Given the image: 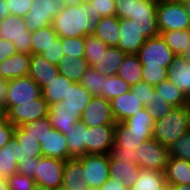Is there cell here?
<instances>
[{
	"mask_svg": "<svg viewBox=\"0 0 190 190\" xmlns=\"http://www.w3.org/2000/svg\"><path fill=\"white\" fill-rule=\"evenodd\" d=\"M15 153L16 161L19 165L31 157H43L40 143L29 136L21 127H15Z\"/></svg>",
	"mask_w": 190,
	"mask_h": 190,
	"instance_id": "cell-23",
	"label": "cell"
},
{
	"mask_svg": "<svg viewBox=\"0 0 190 190\" xmlns=\"http://www.w3.org/2000/svg\"><path fill=\"white\" fill-rule=\"evenodd\" d=\"M15 126L12 125L4 112H0V149L14 136Z\"/></svg>",
	"mask_w": 190,
	"mask_h": 190,
	"instance_id": "cell-51",
	"label": "cell"
},
{
	"mask_svg": "<svg viewBox=\"0 0 190 190\" xmlns=\"http://www.w3.org/2000/svg\"><path fill=\"white\" fill-rule=\"evenodd\" d=\"M166 185L163 172L141 169L137 180L129 190H161Z\"/></svg>",
	"mask_w": 190,
	"mask_h": 190,
	"instance_id": "cell-36",
	"label": "cell"
},
{
	"mask_svg": "<svg viewBox=\"0 0 190 190\" xmlns=\"http://www.w3.org/2000/svg\"><path fill=\"white\" fill-rule=\"evenodd\" d=\"M160 35L175 55H185L190 48V29L162 32Z\"/></svg>",
	"mask_w": 190,
	"mask_h": 190,
	"instance_id": "cell-38",
	"label": "cell"
},
{
	"mask_svg": "<svg viewBox=\"0 0 190 190\" xmlns=\"http://www.w3.org/2000/svg\"><path fill=\"white\" fill-rule=\"evenodd\" d=\"M40 55L43 56L49 63L58 66L60 59L64 55L60 37L55 41V44L51 45Z\"/></svg>",
	"mask_w": 190,
	"mask_h": 190,
	"instance_id": "cell-52",
	"label": "cell"
},
{
	"mask_svg": "<svg viewBox=\"0 0 190 190\" xmlns=\"http://www.w3.org/2000/svg\"><path fill=\"white\" fill-rule=\"evenodd\" d=\"M64 5L61 0H32L29 13L24 17L27 30L33 31L52 25Z\"/></svg>",
	"mask_w": 190,
	"mask_h": 190,
	"instance_id": "cell-8",
	"label": "cell"
},
{
	"mask_svg": "<svg viewBox=\"0 0 190 190\" xmlns=\"http://www.w3.org/2000/svg\"><path fill=\"white\" fill-rule=\"evenodd\" d=\"M56 190H67V189H65V188H63V187H59V188H57Z\"/></svg>",
	"mask_w": 190,
	"mask_h": 190,
	"instance_id": "cell-68",
	"label": "cell"
},
{
	"mask_svg": "<svg viewBox=\"0 0 190 190\" xmlns=\"http://www.w3.org/2000/svg\"><path fill=\"white\" fill-rule=\"evenodd\" d=\"M137 164L141 169L163 172L169 160V148L155 139H149L137 147Z\"/></svg>",
	"mask_w": 190,
	"mask_h": 190,
	"instance_id": "cell-7",
	"label": "cell"
},
{
	"mask_svg": "<svg viewBox=\"0 0 190 190\" xmlns=\"http://www.w3.org/2000/svg\"><path fill=\"white\" fill-rule=\"evenodd\" d=\"M0 38L10 41L18 53L31 54V31L24 17L9 14L0 22Z\"/></svg>",
	"mask_w": 190,
	"mask_h": 190,
	"instance_id": "cell-5",
	"label": "cell"
},
{
	"mask_svg": "<svg viewBox=\"0 0 190 190\" xmlns=\"http://www.w3.org/2000/svg\"><path fill=\"white\" fill-rule=\"evenodd\" d=\"M154 122L153 118L147 113L146 108H144L121 123L131 134L148 135L152 139Z\"/></svg>",
	"mask_w": 190,
	"mask_h": 190,
	"instance_id": "cell-32",
	"label": "cell"
},
{
	"mask_svg": "<svg viewBox=\"0 0 190 190\" xmlns=\"http://www.w3.org/2000/svg\"><path fill=\"white\" fill-rule=\"evenodd\" d=\"M7 4L6 0H0V22L10 14Z\"/></svg>",
	"mask_w": 190,
	"mask_h": 190,
	"instance_id": "cell-59",
	"label": "cell"
},
{
	"mask_svg": "<svg viewBox=\"0 0 190 190\" xmlns=\"http://www.w3.org/2000/svg\"><path fill=\"white\" fill-rule=\"evenodd\" d=\"M6 179L10 190H32L35 185L33 178L21 173H14Z\"/></svg>",
	"mask_w": 190,
	"mask_h": 190,
	"instance_id": "cell-48",
	"label": "cell"
},
{
	"mask_svg": "<svg viewBox=\"0 0 190 190\" xmlns=\"http://www.w3.org/2000/svg\"><path fill=\"white\" fill-rule=\"evenodd\" d=\"M167 79L190 99V62L184 55H175L167 69Z\"/></svg>",
	"mask_w": 190,
	"mask_h": 190,
	"instance_id": "cell-18",
	"label": "cell"
},
{
	"mask_svg": "<svg viewBox=\"0 0 190 190\" xmlns=\"http://www.w3.org/2000/svg\"><path fill=\"white\" fill-rule=\"evenodd\" d=\"M41 88L29 75L8 81L5 106L26 104L39 98Z\"/></svg>",
	"mask_w": 190,
	"mask_h": 190,
	"instance_id": "cell-11",
	"label": "cell"
},
{
	"mask_svg": "<svg viewBox=\"0 0 190 190\" xmlns=\"http://www.w3.org/2000/svg\"><path fill=\"white\" fill-rule=\"evenodd\" d=\"M65 162L64 160L51 157L43 156L37 158L34 176L35 183L54 190L62 187Z\"/></svg>",
	"mask_w": 190,
	"mask_h": 190,
	"instance_id": "cell-13",
	"label": "cell"
},
{
	"mask_svg": "<svg viewBox=\"0 0 190 190\" xmlns=\"http://www.w3.org/2000/svg\"><path fill=\"white\" fill-rule=\"evenodd\" d=\"M147 113L157 121L167 115L174 107L166 100L159 96V93L154 89L151 101L145 106Z\"/></svg>",
	"mask_w": 190,
	"mask_h": 190,
	"instance_id": "cell-45",
	"label": "cell"
},
{
	"mask_svg": "<svg viewBox=\"0 0 190 190\" xmlns=\"http://www.w3.org/2000/svg\"><path fill=\"white\" fill-rule=\"evenodd\" d=\"M149 139L151 138L148 135L131 134L122 123H116L114 127V145L109 156L137 163V147Z\"/></svg>",
	"mask_w": 190,
	"mask_h": 190,
	"instance_id": "cell-6",
	"label": "cell"
},
{
	"mask_svg": "<svg viewBox=\"0 0 190 190\" xmlns=\"http://www.w3.org/2000/svg\"><path fill=\"white\" fill-rule=\"evenodd\" d=\"M115 125H99L86 128L85 155L110 154L114 145Z\"/></svg>",
	"mask_w": 190,
	"mask_h": 190,
	"instance_id": "cell-15",
	"label": "cell"
},
{
	"mask_svg": "<svg viewBox=\"0 0 190 190\" xmlns=\"http://www.w3.org/2000/svg\"><path fill=\"white\" fill-rule=\"evenodd\" d=\"M25 132L29 134L35 141L44 140L48 131H50L53 127L50 123L49 117H44L38 120H33L29 123H26L20 126Z\"/></svg>",
	"mask_w": 190,
	"mask_h": 190,
	"instance_id": "cell-43",
	"label": "cell"
},
{
	"mask_svg": "<svg viewBox=\"0 0 190 190\" xmlns=\"http://www.w3.org/2000/svg\"><path fill=\"white\" fill-rule=\"evenodd\" d=\"M93 95L80 83H73L69 87L66 96L59 101V106H67L75 110H79L82 114L86 109L87 105L91 101Z\"/></svg>",
	"mask_w": 190,
	"mask_h": 190,
	"instance_id": "cell-30",
	"label": "cell"
},
{
	"mask_svg": "<svg viewBox=\"0 0 190 190\" xmlns=\"http://www.w3.org/2000/svg\"><path fill=\"white\" fill-rule=\"evenodd\" d=\"M157 4L158 2L150 0L134 1L133 14L127 18L135 24L145 39L160 34L157 27Z\"/></svg>",
	"mask_w": 190,
	"mask_h": 190,
	"instance_id": "cell-10",
	"label": "cell"
},
{
	"mask_svg": "<svg viewBox=\"0 0 190 190\" xmlns=\"http://www.w3.org/2000/svg\"><path fill=\"white\" fill-rule=\"evenodd\" d=\"M64 2L66 5H71V6H77L79 5L83 0H61Z\"/></svg>",
	"mask_w": 190,
	"mask_h": 190,
	"instance_id": "cell-61",
	"label": "cell"
},
{
	"mask_svg": "<svg viewBox=\"0 0 190 190\" xmlns=\"http://www.w3.org/2000/svg\"><path fill=\"white\" fill-rule=\"evenodd\" d=\"M181 2L184 5L186 13L190 19V0H182Z\"/></svg>",
	"mask_w": 190,
	"mask_h": 190,
	"instance_id": "cell-63",
	"label": "cell"
},
{
	"mask_svg": "<svg viewBox=\"0 0 190 190\" xmlns=\"http://www.w3.org/2000/svg\"><path fill=\"white\" fill-rule=\"evenodd\" d=\"M15 153V137L0 149V173L3 178L17 173V161Z\"/></svg>",
	"mask_w": 190,
	"mask_h": 190,
	"instance_id": "cell-39",
	"label": "cell"
},
{
	"mask_svg": "<svg viewBox=\"0 0 190 190\" xmlns=\"http://www.w3.org/2000/svg\"><path fill=\"white\" fill-rule=\"evenodd\" d=\"M150 1H153V2H159L160 0H150Z\"/></svg>",
	"mask_w": 190,
	"mask_h": 190,
	"instance_id": "cell-69",
	"label": "cell"
},
{
	"mask_svg": "<svg viewBox=\"0 0 190 190\" xmlns=\"http://www.w3.org/2000/svg\"><path fill=\"white\" fill-rule=\"evenodd\" d=\"M161 190H171L170 189V185H166L164 188H162Z\"/></svg>",
	"mask_w": 190,
	"mask_h": 190,
	"instance_id": "cell-66",
	"label": "cell"
},
{
	"mask_svg": "<svg viewBox=\"0 0 190 190\" xmlns=\"http://www.w3.org/2000/svg\"><path fill=\"white\" fill-rule=\"evenodd\" d=\"M168 148L170 157L190 161V130L180 138H177Z\"/></svg>",
	"mask_w": 190,
	"mask_h": 190,
	"instance_id": "cell-46",
	"label": "cell"
},
{
	"mask_svg": "<svg viewBox=\"0 0 190 190\" xmlns=\"http://www.w3.org/2000/svg\"><path fill=\"white\" fill-rule=\"evenodd\" d=\"M126 55L127 54L120 48L108 46L106 51L102 52L92 67L104 76L116 75Z\"/></svg>",
	"mask_w": 190,
	"mask_h": 190,
	"instance_id": "cell-25",
	"label": "cell"
},
{
	"mask_svg": "<svg viewBox=\"0 0 190 190\" xmlns=\"http://www.w3.org/2000/svg\"><path fill=\"white\" fill-rule=\"evenodd\" d=\"M99 20L91 17L85 8V0L77 6L64 5L53 20L54 30L60 38L92 35Z\"/></svg>",
	"mask_w": 190,
	"mask_h": 190,
	"instance_id": "cell-1",
	"label": "cell"
},
{
	"mask_svg": "<svg viewBox=\"0 0 190 190\" xmlns=\"http://www.w3.org/2000/svg\"><path fill=\"white\" fill-rule=\"evenodd\" d=\"M83 163V180L91 188L98 189L109 178V154H86L78 157Z\"/></svg>",
	"mask_w": 190,
	"mask_h": 190,
	"instance_id": "cell-12",
	"label": "cell"
},
{
	"mask_svg": "<svg viewBox=\"0 0 190 190\" xmlns=\"http://www.w3.org/2000/svg\"><path fill=\"white\" fill-rule=\"evenodd\" d=\"M48 112L49 105L42 95L26 104L5 106L4 110L7 120L15 127L47 117Z\"/></svg>",
	"mask_w": 190,
	"mask_h": 190,
	"instance_id": "cell-9",
	"label": "cell"
},
{
	"mask_svg": "<svg viewBox=\"0 0 190 190\" xmlns=\"http://www.w3.org/2000/svg\"><path fill=\"white\" fill-rule=\"evenodd\" d=\"M60 41L63 46L64 55L75 58L84 57L85 37L60 38Z\"/></svg>",
	"mask_w": 190,
	"mask_h": 190,
	"instance_id": "cell-47",
	"label": "cell"
},
{
	"mask_svg": "<svg viewBox=\"0 0 190 190\" xmlns=\"http://www.w3.org/2000/svg\"><path fill=\"white\" fill-rule=\"evenodd\" d=\"M157 27L159 33L188 30L190 19L181 1L160 0L157 4Z\"/></svg>",
	"mask_w": 190,
	"mask_h": 190,
	"instance_id": "cell-3",
	"label": "cell"
},
{
	"mask_svg": "<svg viewBox=\"0 0 190 190\" xmlns=\"http://www.w3.org/2000/svg\"><path fill=\"white\" fill-rule=\"evenodd\" d=\"M84 167L78 158L65 162L62 187L67 190H86L88 187L83 180Z\"/></svg>",
	"mask_w": 190,
	"mask_h": 190,
	"instance_id": "cell-28",
	"label": "cell"
},
{
	"mask_svg": "<svg viewBox=\"0 0 190 190\" xmlns=\"http://www.w3.org/2000/svg\"><path fill=\"white\" fill-rule=\"evenodd\" d=\"M154 86L149 85L146 82H138L135 85L131 86V91L133 94H136V96L139 98V101L146 106L149 101H151V98L153 97V90Z\"/></svg>",
	"mask_w": 190,
	"mask_h": 190,
	"instance_id": "cell-50",
	"label": "cell"
},
{
	"mask_svg": "<svg viewBox=\"0 0 190 190\" xmlns=\"http://www.w3.org/2000/svg\"><path fill=\"white\" fill-rule=\"evenodd\" d=\"M58 34L53 25L31 31V54H41L55 44Z\"/></svg>",
	"mask_w": 190,
	"mask_h": 190,
	"instance_id": "cell-34",
	"label": "cell"
},
{
	"mask_svg": "<svg viewBox=\"0 0 190 190\" xmlns=\"http://www.w3.org/2000/svg\"><path fill=\"white\" fill-rule=\"evenodd\" d=\"M66 136L52 128L44 140L40 141V148L44 157L57 158L64 161L72 159L68 153Z\"/></svg>",
	"mask_w": 190,
	"mask_h": 190,
	"instance_id": "cell-21",
	"label": "cell"
},
{
	"mask_svg": "<svg viewBox=\"0 0 190 190\" xmlns=\"http://www.w3.org/2000/svg\"><path fill=\"white\" fill-rule=\"evenodd\" d=\"M84 45V58L88 61L89 66L95 64L102 52H105L108 48V45L93 35L85 36Z\"/></svg>",
	"mask_w": 190,
	"mask_h": 190,
	"instance_id": "cell-44",
	"label": "cell"
},
{
	"mask_svg": "<svg viewBox=\"0 0 190 190\" xmlns=\"http://www.w3.org/2000/svg\"><path fill=\"white\" fill-rule=\"evenodd\" d=\"M142 65L136 54L126 55L116 75L126 81L130 86L142 81Z\"/></svg>",
	"mask_w": 190,
	"mask_h": 190,
	"instance_id": "cell-35",
	"label": "cell"
},
{
	"mask_svg": "<svg viewBox=\"0 0 190 190\" xmlns=\"http://www.w3.org/2000/svg\"><path fill=\"white\" fill-rule=\"evenodd\" d=\"M15 53H17V51L14 47V44L10 41L0 38V63Z\"/></svg>",
	"mask_w": 190,
	"mask_h": 190,
	"instance_id": "cell-56",
	"label": "cell"
},
{
	"mask_svg": "<svg viewBox=\"0 0 190 190\" xmlns=\"http://www.w3.org/2000/svg\"><path fill=\"white\" fill-rule=\"evenodd\" d=\"M85 8L97 20L116 15L115 0H85Z\"/></svg>",
	"mask_w": 190,
	"mask_h": 190,
	"instance_id": "cell-41",
	"label": "cell"
},
{
	"mask_svg": "<svg viewBox=\"0 0 190 190\" xmlns=\"http://www.w3.org/2000/svg\"><path fill=\"white\" fill-rule=\"evenodd\" d=\"M185 59L190 62V48L187 50V52L184 55Z\"/></svg>",
	"mask_w": 190,
	"mask_h": 190,
	"instance_id": "cell-65",
	"label": "cell"
},
{
	"mask_svg": "<svg viewBox=\"0 0 190 190\" xmlns=\"http://www.w3.org/2000/svg\"><path fill=\"white\" fill-rule=\"evenodd\" d=\"M32 190H54V189H51V188H47V187H44L42 185H39V184H36L34 185L33 189Z\"/></svg>",
	"mask_w": 190,
	"mask_h": 190,
	"instance_id": "cell-64",
	"label": "cell"
},
{
	"mask_svg": "<svg viewBox=\"0 0 190 190\" xmlns=\"http://www.w3.org/2000/svg\"><path fill=\"white\" fill-rule=\"evenodd\" d=\"M0 190H10L6 178L0 179Z\"/></svg>",
	"mask_w": 190,
	"mask_h": 190,
	"instance_id": "cell-62",
	"label": "cell"
},
{
	"mask_svg": "<svg viewBox=\"0 0 190 190\" xmlns=\"http://www.w3.org/2000/svg\"><path fill=\"white\" fill-rule=\"evenodd\" d=\"M106 76L97 72L90 66L80 80V84L89 90L93 96H99L103 91L104 80Z\"/></svg>",
	"mask_w": 190,
	"mask_h": 190,
	"instance_id": "cell-42",
	"label": "cell"
},
{
	"mask_svg": "<svg viewBox=\"0 0 190 190\" xmlns=\"http://www.w3.org/2000/svg\"><path fill=\"white\" fill-rule=\"evenodd\" d=\"M119 27L121 37L118 48L128 55L137 54L146 39L140 35L138 28L130 19H120Z\"/></svg>",
	"mask_w": 190,
	"mask_h": 190,
	"instance_id": "cell-17",
	"label": "cell"
},
{
	"mask_svg": "<svg viewBox=\"0 0 190 190\" xmlns=\"http://www.w3.org/2000/svg\"><path fill=\"white\" fill-rule=\"evenodd\" d=\"M109 176L118 180L123 186L131 188L141 171L139 165L133 161L109 156Z\"/></svg>",
	"mask_w": 190,
	"mask_h": 190,
	"instance_id": "cell-16",
	"label": "cell"
},
{
	"mask_svg": "<svg viewBox=\"0 0 190 190\" xmlns=\"http://www.w3.org/2000/svg\"><path fill=\"white\" fill-rule=\"evenodd\" d=\"M154 88L159 93V96L171 106L181 107L188 105V99L184 93L168 79L160 82Z\"/></svg>",
	"mask_w": 190,
	"mask_h": 190,
	"instance_id": "cell-37",
	"label": "cell"
},
{
	"mask_svg": "<svg viewBox=\"0 0 190 190\" xmlns=\"http://www.w3.org/2000/svg\"><path fill=\"white\" fill-rule=\"evenodd\" d=\"M142 68H169L175 54L159 34L148 38L136 54Z\"/></svg>",
	"mask_w": 190,
	"mask_h": 190,
	"instance_id": "cell-4",
	"label": "cell"
},
{
	"mask_svg": "<svg viewBox=\"0 0 190 190\" xmlns=\"http://www.w3.org/2000/svg\"><path fill=\"white\" fill-rule=\"evenodd\" d=\"M48 117L52 127L65 135L71 126L80 121L81 113L67 106H59L57 102L49 105Z\"/></svg>",
	"mask_w": 190,
	"mask_h": 190,
	"instance_id": "cell-22",
	"label": "cell"
},
{
	"mask_svg": "<svg viewBox=\"0 0 190 190\" xmlns=\"http://www.w3.org/2000/svg\"><path fill=\"white\" fill-rule=\"evenodd\" d=\"M134 1L138 0H115L116 16L119 19L128 18L133 14Z\"/></svg>",
	"mask_w": 190,
	"mask_h": 190,
	"instance_id": "cell-54",
	"label": "cell"
},
{
	"mask_svg": "<svg viewBox=\"0 0 190 190\" xmlns=\"http://www.w3.org/2000/svg\"><path fill=\"white\" fill-rule=\"evenodd\" d=\"M110 103L116 123L125 121L136 114L137 111L145 108L136 94H133L131 90L113 98L110 100Z\"/></svg>",
	"mask_w": 190,
	"mask_h": 190,
	"instance_id": "cell-20",
	"label": "cell"
},
{
	"mask_svg": "<svg viewBox=\"0 0 190 190\" xmlns=\"http://www.w3.org/2000/svg\"><path fill=\"white\" fill-rule=\"evenodd\" d=\"M86 128L83 122L78 121L66 131L68 153L72 158L85 155Z\"/></svg>",
	"mask_w": 190,
	"mask_h": 190,
	"instance_id": "cell-31",
	"label": "cell"
},
{
	"mask_svg": "<svg viewBox=\"0 0 190 190\" xmlns=\"http://www.w3.org/2000/svg\"><path fill=\"white\" fill-rule=\"evenodd\" d=\"M119 21L120 19L116 15L102 17L95 26L92 35L110 47H118L121 37Z\"/></svg>",
	"mask_w": 190,
	"mask_h": 190,
	"instance_id": "cell-26",
	"label": "cell"
},
{
	"mask_svg": "<svg viewBox=\"0 0 190 190\" xmlns=\"http://www.w3.org/2000/svg\"><path fill=\"white\" fill-rule=\"evenodd\" d=\"M59 74L57 65L49 63L40 54H31L29 76L40 86L41 90L46 86V82L55 79Z\"/></svg>",
	"mask_w": 190,
	"mask_h": 190,
	"instance_id": "cell-24",
	"label": "cell"
},
{
	"mask_svg": "<svg viewBox=\"0 0 190 190\" xmlns=\"http://www.w3.org/2000/svg\"><path fill=\"white\" fill-rule=\"evenodd\" d=\"M86 190H98V189L87 187Z\"/></svg>",
	"mask_w": 190,
	"mask_h": 190,
	"instance_id": "cell-67",
	"label": "cell"
},
{
	"mask_svg": "<svg viewBox=\"0 0 190 190\" xmlns=\"http://www.w3.org/2000/svg\"><path fill=\"white\" fill-rule=\"evenodd\" d=\"M89 67V63L84 57L75 58L66 55H63L58 64L59 74L75 83L80 82Z\"/></svg>",
	"mask_w": 190,
	"mask_h": 190,
	"instance_id": "cell-29",
	"label": "cell"
},
{
	"mask_svg": "<svg viewBox=\"0 0 190 190\" xmlns=\"http://www.w3.org/2000/svg\"><path fill=\"white\" fill-rule=\"evenodd\" d=\"M171 190H190V185L178 184L170 185Z\"/></svg>",
	"mask_w": 190,
	"mask_h": 190,
	"instance_id": "cell-60",
	"label": "cell"
},
{
	"mask_svg": "<svg viewBox=\"0 0 190 190\" xmlns=\"http://www.w3.org/2000/svg\"><path fill=\"white\" fill-rule=\"evenodd\" d=\"M9 13L20 16V17H25L28 13L29 10L32 6V0H6Z\"/></svg>",
	"mask_w": 190,
	"mask_h": 190,
	"instance_id": "cell-53",
	"label": "cell"
},
{
	"mask_svg": "<svg viewBox=\"0 0 190 190\" xmlns=\"http://www.w3.org/2000/svg\"><path fill=\"white\" fill-rule=\"evenodd\" d=\"M80 121L87 127L116 124L110 101L100 96L92 97Z\"/></svg>",
	"mask_w": 190,
	"mask_h": 190,
	"instance_id": "cell-14",
	"label": "cell"
},
{
	"mask_svg": "<svg viewBox=\"0 0 190 190\" xmlns=\"http://www.w3.org/2000/svg\"><path fill=\"white\" fill-rule=\"evenodd\" d=\"M189 130V106L174 107L167 115L154 122L153 139L161 145L169 147L177 138Z\"/></svg>",
	"mask_w": 190,
	"mask_h": 190,
	"instance_id": "cell-2",
	"label": "cell"
},
{
	"mask_svg": "<svg viewBox=\"0 0 190 190\" xmlns=\"http://www.w3.org/2000/svg\"><path fill=\"white\" fill-rule=\"evenodd\" d=\"M31 54L15 53L0 63V78L12 80L27 76L30 70Z\"/></svg>",
	"mask_w": 190,
	"mask_h": 190,
	"instance_id": "cell-19",
	"label": "cell"
},
{
	"mask_svg": "<svg viewBox=\"0 0 190 190\" xmlns=\"http://www.w3.org/2000/svg\"><path fill=\"white\" fill-rule=\"evenodd\" d=\"M130 89L131 86L118 75L106 76L103 91L99 96L110 101L118 95L125 94Z\"/></svg>",
	"mask_w": 190,
	"mask_h": 190,
	"instance_id": "cell-40",
	"label": "cell"
},
{
	"mask_svg": "<svg viewBox=\"0 0 190 190\" xmlns=\"http://www.w3.org/2000/svg\"><path fill=\"white\" fill-rule=\"evenodd\" d=\"M7 85L8 81L0 78V112L5 110Z\"/></svg>",
	"mask_w": 190,
	"mask_h": 190,
	"instance_id": "cell-58",
	"label": "cell"
},
{
	"mask_svg": "<svg viewBox=\"0 0 190 190\" xmlns=\"http://www.w3.org/2000/svg\"><path fill=\"white\" fill-rule=\"evenodd\" d=\"M142 81L149 85L156 86L167 80V68H142Z\"/></svg>",
	"mask_w": 190,
	"mask_h": 190,
	"instance_id": "cell-49",
	"label": "cell"
},
{
	"mask_svg": "<svg viewBox=\"0 0 190 190\" xmlns=\"http://www.w3.org/2000/svg\"><path fill=\"white\" fill-rule=\"evenodd\" d=\"M40 157H31L27 161H23L17 167V173H21L23 175H27L34 179L35 171H36V159Z\"/></svg>",
	"mask_w": 190,
	"mask_h": 190,
	"instance_id": "cell-55",
	"label": "cell"
},
{
	"mask_svg": "<svg viewBox=\"0 0 190 190\" xmlns=\"http://www.w3.org/2000/svg\"><path fill=\"white\" fill-rule=\"evenodd\" d=\"M98 190H129V188L123 186L118 180L109 178Z\"/></svg>",
	"mask_w": 190,
	"mask_h": 190,
	"instance_id": "cell-57",
	"label": "cell"
},
{
	"mask_svg": "<svg viewBox=\"0 0 190 190\" xmlns=\"http://www.w3.org/2000/svg\"><path fill=\"white\" fill-rule=\"evenodd\" d=\"M73 83L67 77L58 74L55 79L46 82V86L41 90L42 97L48 105L62 101Z\"/></svg>",
	"mask_w": 190,
	"mask_h": 190,
	"instance_id": "cell-33",
	"label": "cell"
},
{
	"mask_svg": "<svg viewBox=\"0 0 190 190\" xmlns=\"http://www.w3.org/2000/svg\"><path fill=\"white\" fill-rule=\"evenodd\" d=\"M164 177L167 185H190V161L169 157Z\"/></svg>",
	"mask_w": 190,
	"mask_h": 190,
	"instance_id": "cell-27",
	"label": "cell"
}]
</instances>
